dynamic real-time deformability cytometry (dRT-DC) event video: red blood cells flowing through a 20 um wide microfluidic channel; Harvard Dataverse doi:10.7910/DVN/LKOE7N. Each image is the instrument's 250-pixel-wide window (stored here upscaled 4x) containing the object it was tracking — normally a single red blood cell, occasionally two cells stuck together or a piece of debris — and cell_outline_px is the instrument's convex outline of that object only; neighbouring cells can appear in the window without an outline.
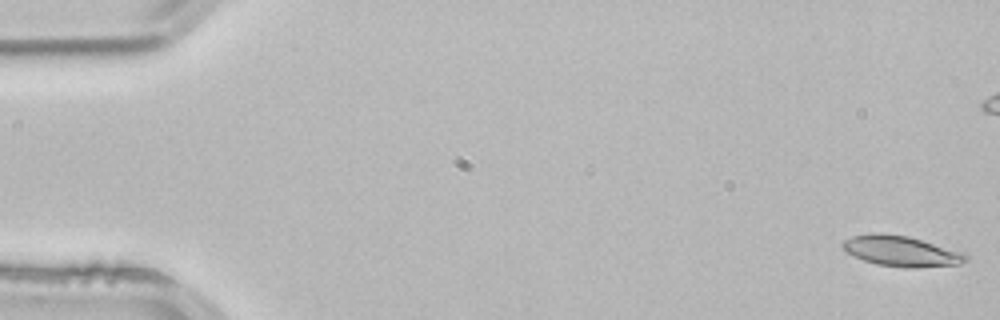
{"species": "common noctule bat (a hibernating species)", "species_latin": "Nyctalus noctula", "temperature_condition": "room temperature", "stored_images_in_passage": 4, "camera_frame_rate_fps": 3000, "um_per_image_px": 0.085, "animal": {"sex": "male", "body_mass_g": 21.5, "forearm_length_mm": 52.0}, "frame": {"image": 1, "passage_image": 1, "time_ms": 0.0, "image_size_px": [1000, 320], "cell_outline_px": [[968, 260], [960, 264], [916, 268], [904, 268], [876, 264], [864, 260], [844, 252], [840, 248], [840, 244], [844, 240], [852, 236], [872, 232], [884, 232], [908, 236], [964, 252], [968, 256]], "centroid_in_image_um": [76.56, 21.34], "position_along_channel_um": 8.4, "area_um2": 22.37}}